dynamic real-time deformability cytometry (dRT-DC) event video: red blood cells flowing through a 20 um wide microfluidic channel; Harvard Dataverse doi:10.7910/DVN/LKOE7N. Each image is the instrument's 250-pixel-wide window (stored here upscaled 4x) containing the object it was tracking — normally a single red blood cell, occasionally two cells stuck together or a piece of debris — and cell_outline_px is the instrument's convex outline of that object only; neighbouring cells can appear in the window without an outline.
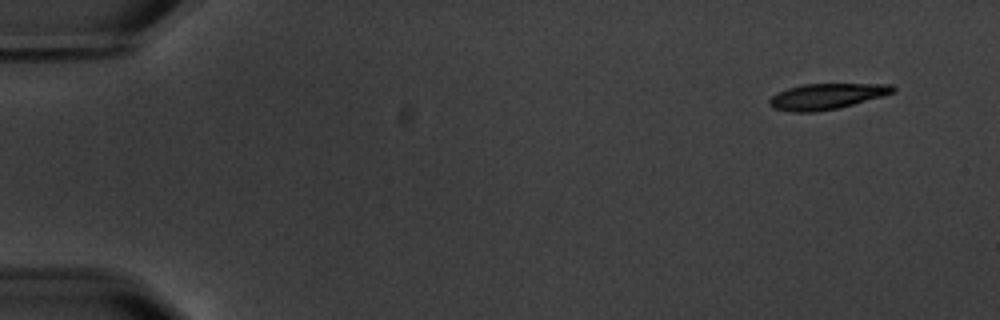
{"species": "common noctule bat (a hibernating species)", "species_latin": "Nyctalus noctula", "temperature_condition": "warm", "stored_images_in_passage": 5, "camera_frame_rate_fps": 3000, "um_per_image_px": 0.085, "animal": {"sex": "male", "body_mass_g": 20.1, "forearm_length_mm": 53.5}, "frame": {"image": 1, "passage_image": 1, "time_ms": 0.0, "image_size_px": [1000, 320], "cell_outline_px": [[896, 92], [884, 96], [840, 108], [816, 112], [792, 112], [772, 108], [768, 104], [768, 100], [772, 96], [788, 88], [804, 84], [892, 84], [896, 88]], "centroid_in_image_um": [70.29, 8.2], "position_along_channel_um": 14.7, "area_um2": 18.73}}
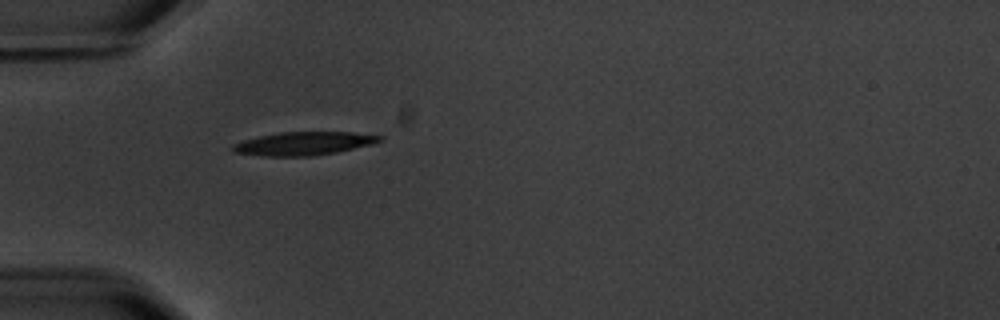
{"frame": {"image": 2, "passage_image": 5, "time_ms": 4.667, "image_size_px": [1000, 320], "cell_outline_px": [[384, 140], [372, 144], [336, 152], [312, 156], [260, 156], [232, 152], [232, 144], [244, 140], [260, 136], [280, 132], [352, 132], [384, 136]], "centroid_in_image_um": [25.82, 12.2], "position_along_channel_um": 59.2, "area_um2": 20.0}}